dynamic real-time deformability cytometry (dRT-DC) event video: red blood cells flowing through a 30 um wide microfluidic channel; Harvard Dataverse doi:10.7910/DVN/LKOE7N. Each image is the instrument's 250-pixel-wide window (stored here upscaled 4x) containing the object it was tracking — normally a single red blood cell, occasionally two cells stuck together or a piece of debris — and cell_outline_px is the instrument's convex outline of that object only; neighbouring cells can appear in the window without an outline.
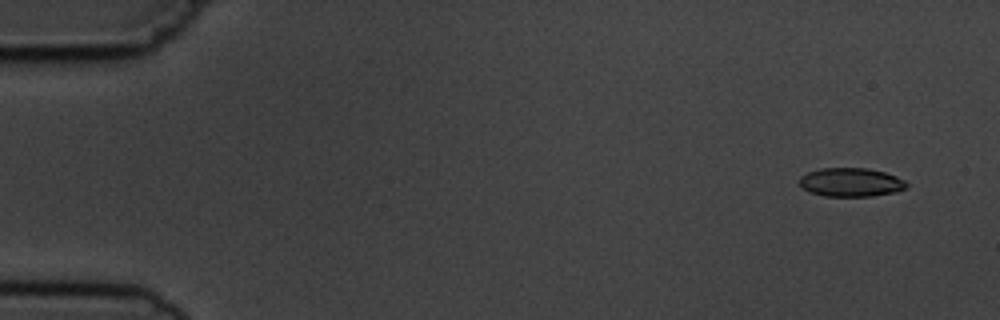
{"species": "common noctule bat (a hibernating species)", "species_latin": "Nyctalus noctula", "temperature_condition": "cold", "stored_images_in_passage": 4, "camera_frame_rate_fps": 3000, "um_per_image_px": 0.085, "animal": {"sex": "male", "body_mass_g": 19.5, "forearm_length_mm": 54.6}, "frame": {"image": 1, "passage_image": 1, "time_ms": 0.0, "image_size_px": [1000, 320], "cell_outline_px": [[908, 184], [904, 188], [896, 192], [872, 196], [824, 196], [812, 192], [804, 188], [800, 184], [800, 176], [808, 172], [820, 168], [868, 168], [884, 172], [896, 176], [904, 180]], "centroid_in_image_um": [72.34, 15.49], "position_along_channel_um": 12.7, "area_um2": 17.8}}
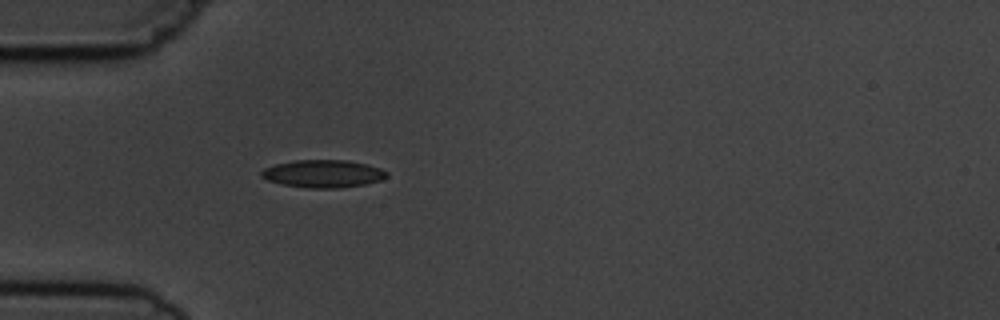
{"frame": {"image": 2, "passage_image": 4, "time_ms": 4.333, "image_size_px": [1000, 320], "cell_outline_px": [[388, 176], [380, 180], [364, 184], [340, 188], [308, 188], [280, 184], [268, 180], [260, 176], [260, 172], [264, 168], [276, 164], [292, 160], [348, 160], [368, 164], [380, 168], [388, 172]], "centroid_in_image_um": [27.45, 14.76], "position_along_channel_um": 57.5, "area_um2": 20.35}}